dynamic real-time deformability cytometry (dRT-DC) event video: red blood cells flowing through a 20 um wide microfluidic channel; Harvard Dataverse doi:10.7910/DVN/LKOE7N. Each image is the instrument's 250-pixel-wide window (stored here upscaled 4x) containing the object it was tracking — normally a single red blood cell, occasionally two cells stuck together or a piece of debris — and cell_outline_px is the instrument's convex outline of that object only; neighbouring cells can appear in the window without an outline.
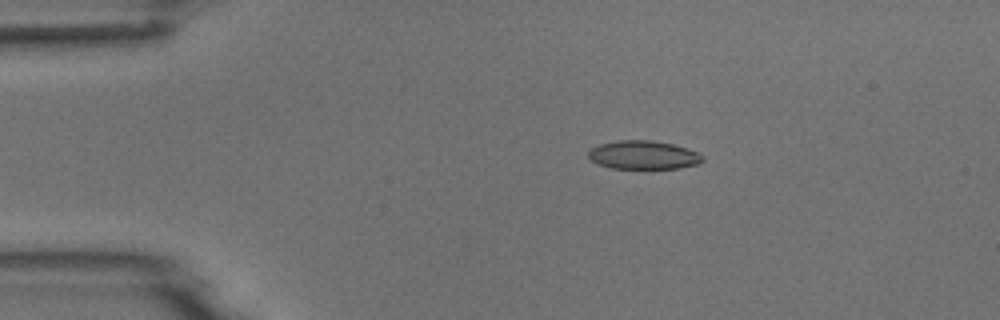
{"species": "common noctule bat (a hibernating species)", "species_latin": "Nyctalus noctula", "temperature_condition": "room temperature", "stored_images_in_passage": 4, "camera_frame_rate_fps": 3000, "um_per_image_px": 0.085, "animal": {"sex": "male", "body_mass_g": 18.8}, "frame": {"image": 1, "passage_image": 3, "time_ms": 5.0, "image_size_px": [1000, 320], "cell_outline_px": [[704, 160], [700, 164], [680, 168], [612, 168], [600, 164], [592, 160], [588, 156], [588, 152], [592, 148], [600, 144], [616, 140], [652, 140], [672, 144], [688, 148], [704, 156]], "centroid_in_image_um": [54.73, 13.17], "position_along_channel_um": 30.3, "area_um2": 18.96}}